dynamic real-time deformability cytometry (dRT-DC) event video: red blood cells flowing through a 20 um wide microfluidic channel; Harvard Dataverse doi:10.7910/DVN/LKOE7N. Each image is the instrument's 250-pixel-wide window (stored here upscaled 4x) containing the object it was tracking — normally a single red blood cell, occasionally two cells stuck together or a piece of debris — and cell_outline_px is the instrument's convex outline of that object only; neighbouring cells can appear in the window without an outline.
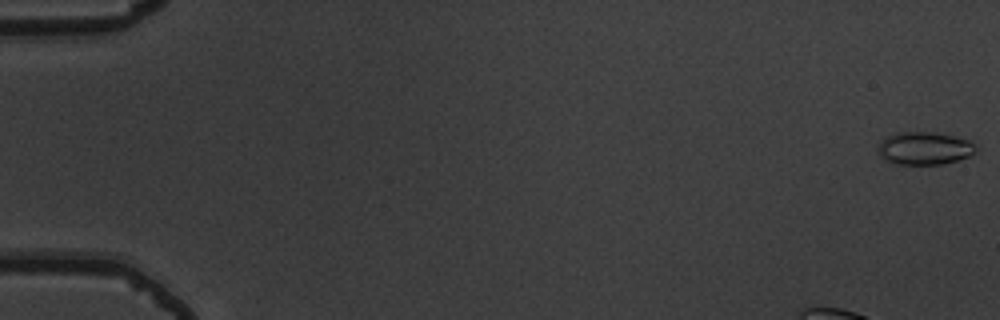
{"species": "common noctule bat (a hibernating species)", "species_latin": "Nyctalus noctula", "temperature_condition": "warm", "stored_images_in_passage": 55, "camera_frame_rate_fps": 3000, "um_per_image_px": 0.085, "animal": {"sex": "male", "body_mass_g": 19.5, "forearm_length_mm": 54.6}, "frame": {"image": 1, "passage_image": 1, "time_ms": 0.0, "image_size_px": [1000, 320], "cell_outline_px": [[980, 148], [976, 152], [968, 156], [944, 164], [896, 164], [884, 160], [880, 156], [876, 148], [880, 140], [896, 132], [936, 132], [972, 140]], "centroid_in_image_um": [78.59, 12.59], "position_along_channel_um": 6.4, "area_um2": 19.13}, "authors_computed_cell_mechanics": {"area_um2": 18.0914, "velocity_mm_per_s": 3.7008, "shape_relaxation_time_tau1_ms": 2.8045, "shape_relaxation_time_tau2_ms": 3.3652, "deformation_change_tau1": 0.121, "deformation_change_tau2": 0.0567}}